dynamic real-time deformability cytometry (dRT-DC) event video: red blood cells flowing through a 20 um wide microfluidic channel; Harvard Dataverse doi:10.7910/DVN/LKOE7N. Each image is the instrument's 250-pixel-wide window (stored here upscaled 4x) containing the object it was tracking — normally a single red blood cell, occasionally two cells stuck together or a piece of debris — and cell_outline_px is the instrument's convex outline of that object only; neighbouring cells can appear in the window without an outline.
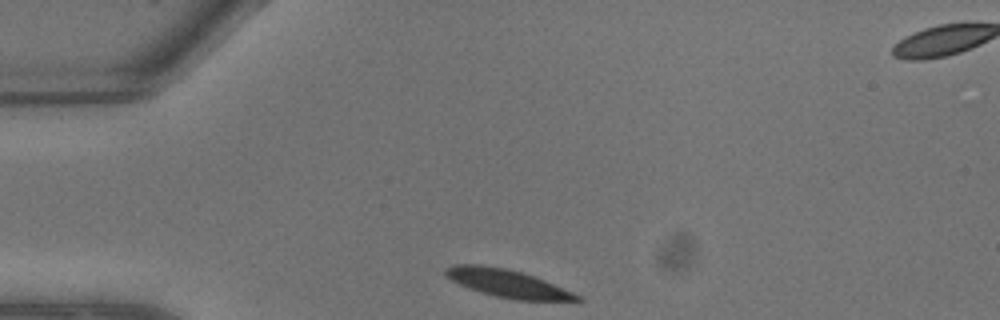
{"species": "common noctule bat (a hibernating species)", "species_latin": "Nyctalus noctula", "temperature_condition": "warm", "stored_images_in_passage": 5, "camera_frame_rate_fps": 3000, "um_per_image_px": 0.085, "animal": {"sex": "male", "body_mass_g": 13.3}, "frame": {"image": 1, "passage_image": 1, "time_ms": 0.0, "image_size_px": [1000, 320], "cell_outline_px": [[584, 300], [516, 300], [496, 296], [480, 292], [468, 288], [444, 276], [444, 268], [456, 264], [480, 264], [508, 268], [544, 280], [572, 292], [580, 296]], "centroid_in_image_um": [43.06, 24.07], "position_along_channel_um": 41.9, "area_um2": 21.1}}
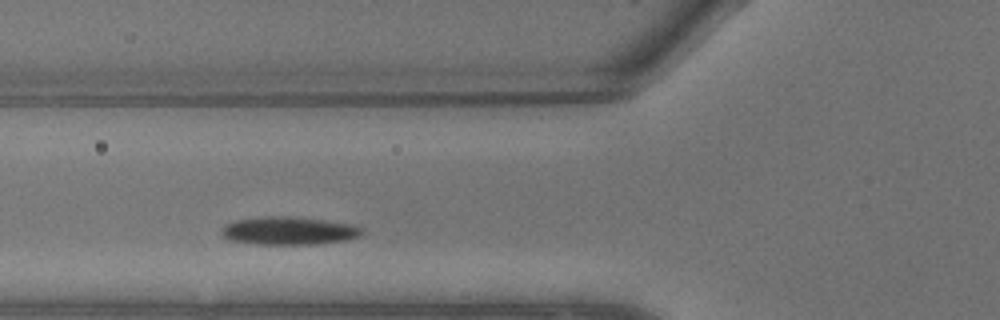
{"frame": {"image": 2, "passage_image": 4, "time_ms": 1.0, "image_size_px": [1000, 320], "cell_outline_px": [[364, 232], [360, 236], [344, 240], [316, 244], [256, 244], [232, 240], [224, 236], [220, 232], [220, 228], [224, 224], [236, 220], [264, 216], [288, 216], [324, 220], [352, 224], [364, 228]], "centroid_in_image_um": [24.55, 19.61], "position_along_channel_um": 101.3, "area_um2": 22.95}}